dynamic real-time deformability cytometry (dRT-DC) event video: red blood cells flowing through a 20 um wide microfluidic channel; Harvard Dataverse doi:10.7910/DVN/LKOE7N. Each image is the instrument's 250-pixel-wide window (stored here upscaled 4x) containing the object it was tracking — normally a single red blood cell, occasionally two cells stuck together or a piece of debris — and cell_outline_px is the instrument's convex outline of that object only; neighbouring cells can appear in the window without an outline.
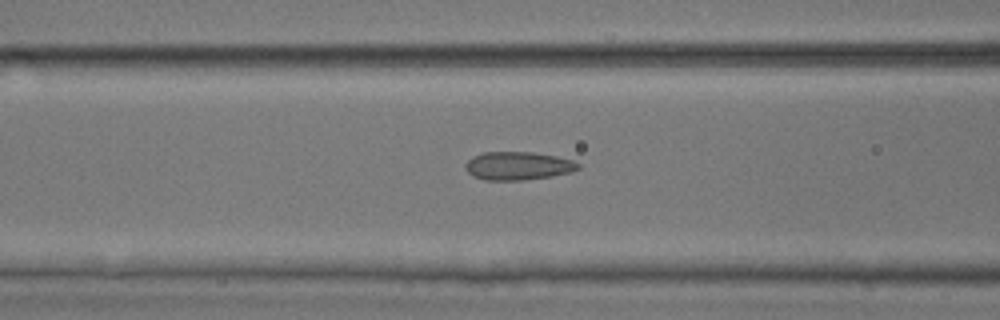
{"species": "common noctule bat (a hibernating species)", "species_latin": "Nyctalus noctula", "temperature_condition": "room temperature", "stored_images_in_passage": 53, "camera_frame_rate_fps": 3000, "um_per_image_px": 0.085, "animal": {"sex": "male", "body_mass_g": 17.9, "forearm_length_mm": 54.2}, "frame": {"image": 1, "passage_image": 22, "time_ms": 7.0, "image_size_px": [1000, 320], "cell_outline_px": [[580, 168], [572, 172], [552, 176], [524, 180], [484, 180], [472, 176], [464, 168], [464, 164], [472, 156], [484, 152], [532, 152], [556, 156], [572, 160], [580, 164]], "centroid_in_image_um": [44.01, 14.1], "position_along_channel_um": 122.6, "area_um2": 18.73}}
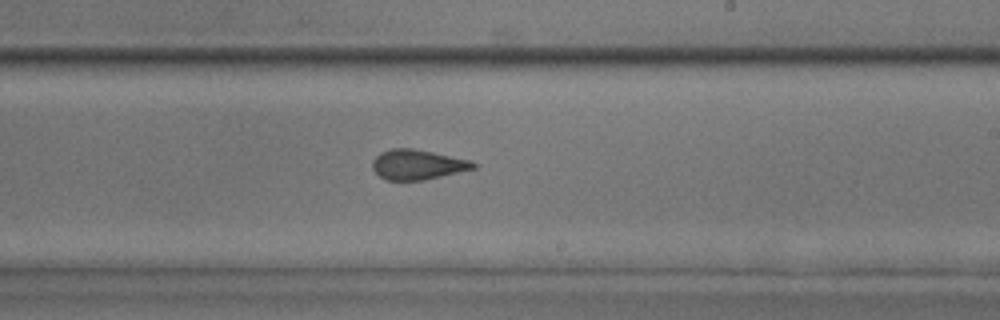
{"frame": {"image": 2, "passage_image": 32, "time_ms": 10.333, "image_size_px": [1000, 320], "cell_outline_px": [[476, 168], [424, 180], [388, 180], [380, 176], [372, 168], [372, 160], [380, 152], [392, 148], [412, 148], [432, 152], [468, 160], [476, 164]], "centroid_in_image_um": [35.45, 13.99], "position_along_channel_um": 253.6, "area_um2": 17.4}}
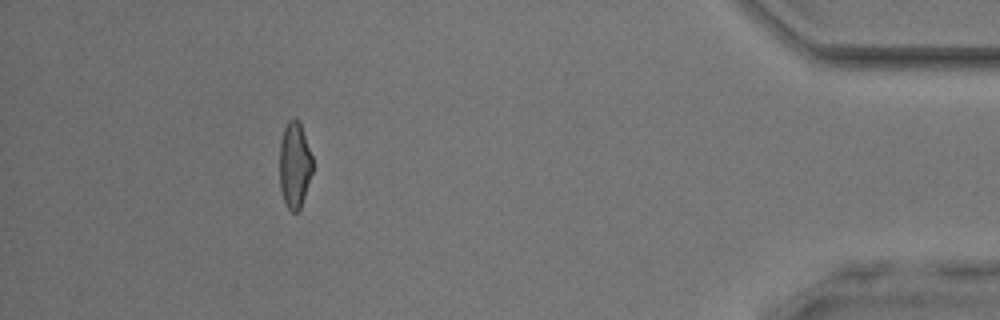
{"frame": {"image": 3, "passage_image": 48, "time_ms": 15.667, "image_size_px": [1000, 320], "cell_outline_px": [[312, 172], [300, 208], [296, 212], [292, 212], [284, 204], [280, 188], [280, 140], [284, 128], [288, 120], [296, 116], [300, 124], [312, 156]], "centroid_in_image_um": [25.02, 14.02], "position_along_channel_um": 410.2, "area_um2": 16.47}, "authors_computed_cell_mechanics": {"area_um2": 17.9758, "velocity_mm_per_s": 3.9398, "shape_relaxation_time_tau1_ms": null, "shape_relaxation_time_tau2_ms": 1.3198, "deformation_change_tau1": null, "deformation_change_tau2": 0.0861}}